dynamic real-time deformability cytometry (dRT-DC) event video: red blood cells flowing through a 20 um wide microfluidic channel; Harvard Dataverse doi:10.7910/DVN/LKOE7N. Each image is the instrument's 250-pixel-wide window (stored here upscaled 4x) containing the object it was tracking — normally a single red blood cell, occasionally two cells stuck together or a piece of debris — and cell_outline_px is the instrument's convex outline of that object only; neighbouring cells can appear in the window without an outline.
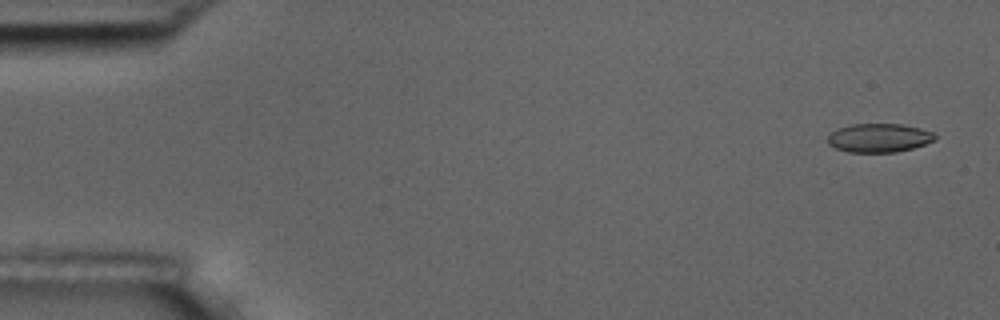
{"species": "common noctule bat (a hibernating species)", "species_latin": "Nyctalus noctula", "temperature_condition": "room temperature", "stored_images_in_passage": 4, "camera_frame_rate_fps": 3000, "um_per_image_px": 0.085, "animal": {"sex": "male", "body_mass_g": 17.5, "forearm_length_mm": 52.3}, "frame": {"image": 1, "passage_image": 1, "time_ms": 0.0, "image_size_px": [1000, 320], "cell_outline_px": [[936, 140], [912, 148], [896, 152], [848, 152], [836, 148], [828, 144], [828, 136], [836, 128], [852, 124], [900, 124], [920, 128], [932, 132], [936, 136]], "centroid_in_image_um": [74.7, 11.72], "position_along_channel_um": 10.3, "area_um2": 17.92}}